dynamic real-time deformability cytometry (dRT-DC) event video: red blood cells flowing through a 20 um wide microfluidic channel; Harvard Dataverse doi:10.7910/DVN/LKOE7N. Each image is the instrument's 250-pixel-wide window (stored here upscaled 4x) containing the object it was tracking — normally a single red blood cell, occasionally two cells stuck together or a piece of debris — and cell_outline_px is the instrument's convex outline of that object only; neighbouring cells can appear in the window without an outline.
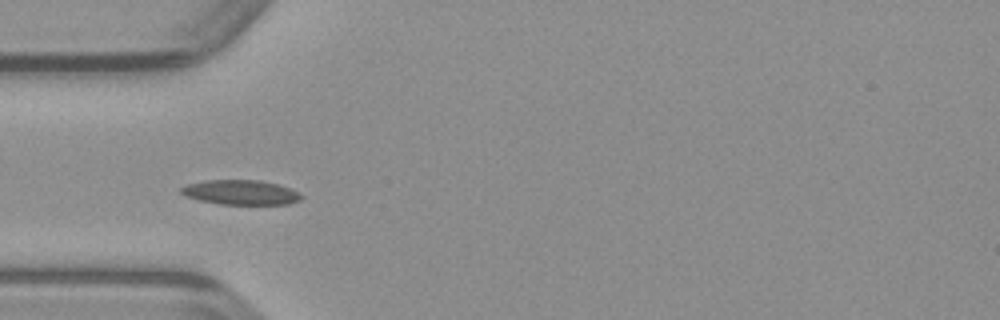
{"species": "common noctule bat (a hibernating species)", "species_latin": "Nyctalus noctula", "temperature_condition": "warm", "stored_images_in_passage": 12, "camera_frame_rate_fps": 3000, "um_per_image_px": 0.085, "animal": {"sex": "male", "body_mass_g": 23.1, "forearm_length_mm": 52.7}, "frame": {"image": 1, "passage_image": 3, "time_ms": 0.667, "image_size_px": [1000, 320], "cell_outline_px": [[304, 196], [300, 200], [288, 204], [220, 204], [200, 200], [188, 196], [180, 192], [180, 188], [184, 184], [204, 180], [260, 180], [292, 188], [300, 192]], "centroid_in_image_um": [20.49, 16.34], "position_along_channel_um": 64.5, "area_um2": 17.4}}
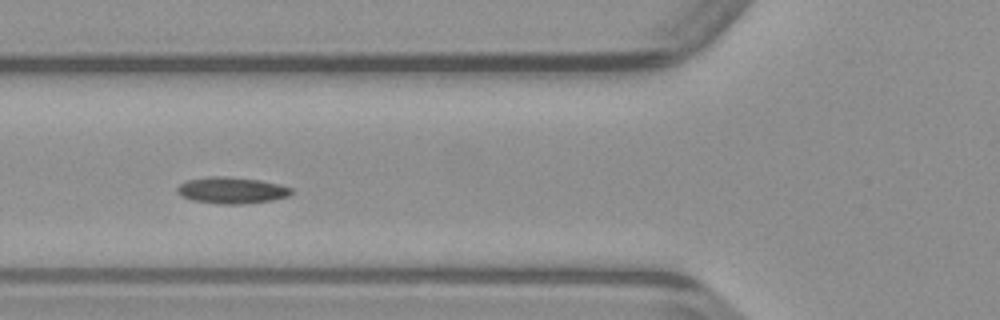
{"frame": {"image": 2, "passage_image": 6, "time_ms": 1.667, "image_size_px": [1000, 320], "cell_outline_px": [[292, 192], [288, 196], [272, 200], [244, 204], [220, 204], [192, 200], [180, 196], [176, 192], [176, 188], [180, 184], [188, 180], [208, 176], [224, 176], [260, 180], [280, 184], [292, 188]], "centroid_in_image_um": [19.67, 16.17], "position_along_channel_um": 106.1, "area_um2": 17.69}}
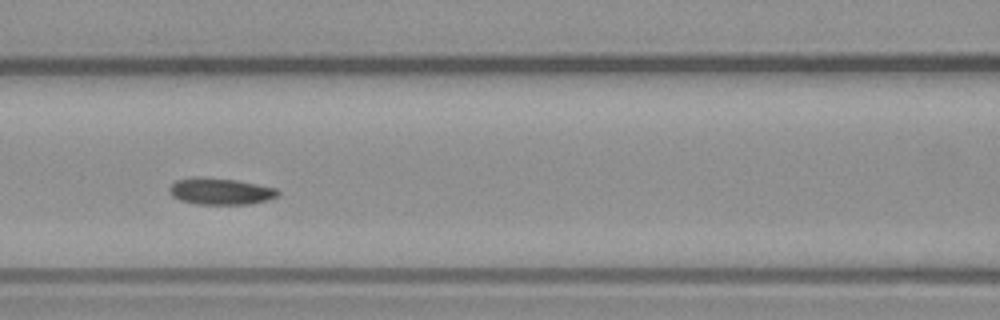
{"frame": {"image": 3, "passage_image": 9, "time_ms": 2.667, "image_size_px": [1000, 320], "cell_outline_px": [[280, 196], [268, 200], [248, 204], [196, 204], [180, 200], [172, 196], [168, 192], [168, 188], [176, 180], [188, 176], [204, 176], [236, 180], [276, 188], [280, 192]], "centroid_in_image_um": [18.7, 16.24], "position_along_channel_um": 147.9, "area_um2": 17.17}}